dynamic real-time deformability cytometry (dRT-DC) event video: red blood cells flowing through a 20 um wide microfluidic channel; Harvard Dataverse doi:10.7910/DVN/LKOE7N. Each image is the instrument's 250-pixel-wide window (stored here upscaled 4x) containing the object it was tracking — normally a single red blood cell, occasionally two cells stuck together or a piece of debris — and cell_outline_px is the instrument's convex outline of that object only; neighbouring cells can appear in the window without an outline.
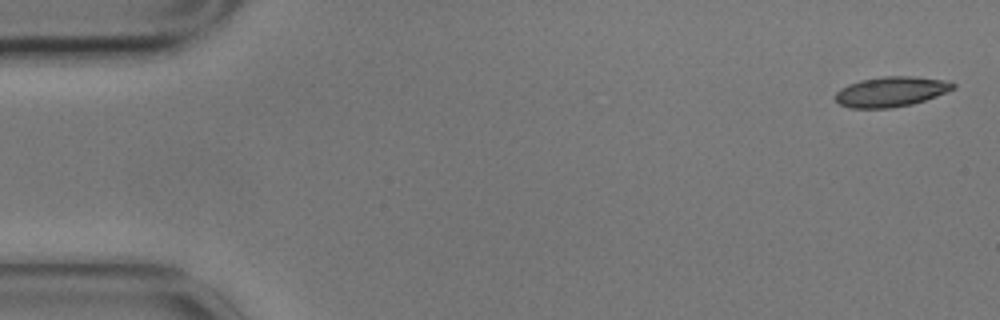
{"species": "common noctule bat (a hibernating species)", "species_latin": "Nyctalus noctula", "temperature_condition": "cold", "stored_images_in_passage": 5, "camera_frame_rate_fps": 3000, "um_per_image_px": 0.085, "animal": {"sex": "male", "body_mass_g": 17.9}, "frame": {"image": 1, "passage_image": 1, "time_ms": 0.0, "image_size_px": [1000, 320], "cell_outline_px": [[956, 88], [936, 96], [912, 104], [892, 108], [852, 108], [840, 104], [836, 100], [836, 92], [840, 88], [848, 84], [860, 80], [884, 76], [912, 76], [944, 80], [956, 84]], "centroid_in_image_um": [75.74, 7.79], "position_along_channel_um": 9.3, "area_um2": 20.58}}